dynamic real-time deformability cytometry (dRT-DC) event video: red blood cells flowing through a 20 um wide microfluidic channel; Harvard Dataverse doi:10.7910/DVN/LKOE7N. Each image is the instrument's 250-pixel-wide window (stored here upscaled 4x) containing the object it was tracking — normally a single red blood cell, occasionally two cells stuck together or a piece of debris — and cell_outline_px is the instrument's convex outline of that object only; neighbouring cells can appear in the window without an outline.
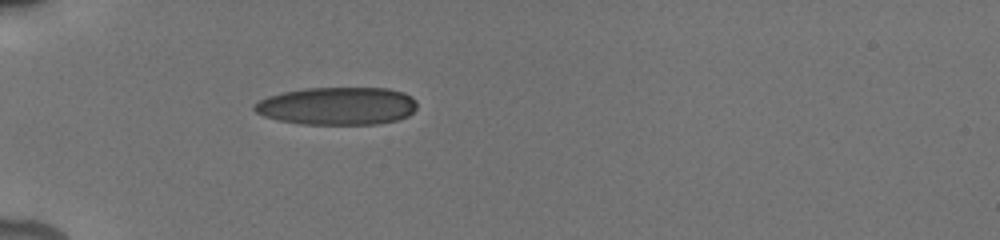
{"species": "human", "species_latin": "Homo sapiens", "temperature_condition": "cold", "stored_images_in_passage": 1, "camera_frame_rate_fps": 3000, "um_per_image_px": 0.085, "donor": {"sex": "male"}, "frame": {"image": 1, "passage_image": 1, "time_ms": 0.0, "image_size_px": [1000, 240], "cell_outline_px": [[416, 108], [408, 116], [400, 120], [376, 124], [300, 124], [280, 120], [264, 116], [256, 112], [252, 108], [252, 104], [268, 96], [280, 92], [304, 88], [388, 88], [404, 92], [412, 96], [416, 100]], "centroid_in_image_um": [28.67, 9.0], "position_along_channel_um": 56.3, "area_um2": 36.18}}